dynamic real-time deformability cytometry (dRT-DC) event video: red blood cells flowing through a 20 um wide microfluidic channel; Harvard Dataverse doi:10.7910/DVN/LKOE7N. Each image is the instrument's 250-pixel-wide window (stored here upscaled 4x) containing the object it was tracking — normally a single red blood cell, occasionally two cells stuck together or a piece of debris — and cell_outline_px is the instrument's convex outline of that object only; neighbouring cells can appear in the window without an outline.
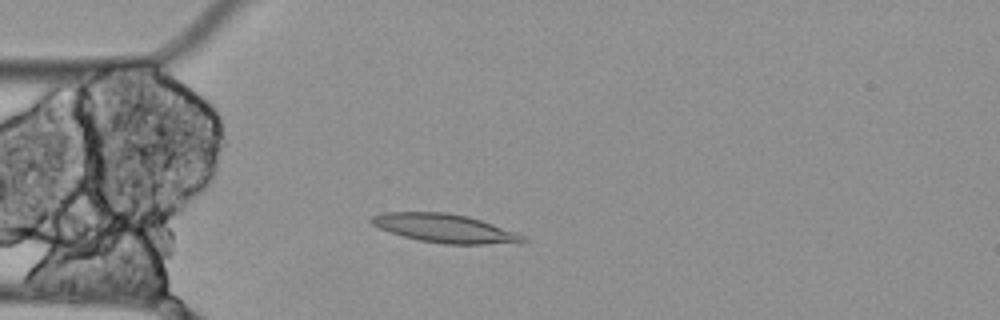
{"species": "Egyptian fruit bat (a non-hibernating species)", "species_latin": "Rousettus aegyptiacus", "temperature_condition": "cold", "stored_images_in_passage": 4, "camera_frame_rate_fps": 3000, "um_per_image_px": 0.085, "animal": {"sex": "female"}, "frame": {"image": 1, "passage_image": 3, "time_ms": 0.667, "image_size_px": [1000, 320], "cell_outline_px": [[528, 240], [484, 244], [444, 244], [420, 240], [404, 236], [380, 228], [372, 224], [368, 220], [372, 216], [384, 212], [444, 212], [468, 216], [516, 232], [524, 236]], "centroid_in_image_um": [37.74, 19.39], "position_along_channel_um": 47.3, "area_um2": 24.68}}